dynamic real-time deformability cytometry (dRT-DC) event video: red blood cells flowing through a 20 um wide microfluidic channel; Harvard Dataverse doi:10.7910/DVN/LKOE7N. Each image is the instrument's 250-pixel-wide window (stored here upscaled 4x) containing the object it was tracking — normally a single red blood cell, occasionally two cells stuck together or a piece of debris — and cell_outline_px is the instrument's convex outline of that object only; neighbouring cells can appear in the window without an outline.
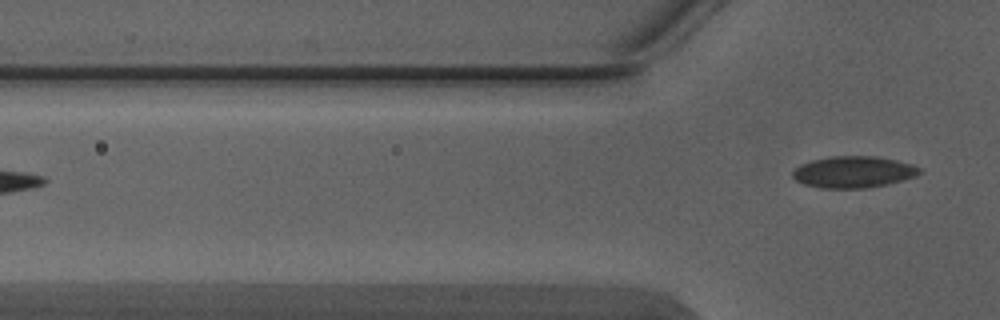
{"species": "Egyptian fruit bat (a non-hibernating species)", "species_latin": "Rousettus aegyptiacus", "temperature_condition": "warm", "stored_images_in_passage": 6, "camera_frame_rate_fps": 3000, "um_per_image_px": 0.085, "animal": {"sex": "male"}, "frame": {"image": 1, "passage_image": 6, "time_ms": 1.667, "image_size_px": [1000, 320], "cell_outline_px": [[924, 172], [916, 176], [904, 180], [888, 184], [868, 188], [820, 188], [804, 184], [796, 180], [792, 176], [792, 172], [800, 164], [812, 160], [832, 156], [876, 156], [896, 160], [912, 164], [920, 168]], "centroid_in_image_um": [72.57, 14.62], "position_along_channel_um": 53.2, "area_um2": 23.52}}